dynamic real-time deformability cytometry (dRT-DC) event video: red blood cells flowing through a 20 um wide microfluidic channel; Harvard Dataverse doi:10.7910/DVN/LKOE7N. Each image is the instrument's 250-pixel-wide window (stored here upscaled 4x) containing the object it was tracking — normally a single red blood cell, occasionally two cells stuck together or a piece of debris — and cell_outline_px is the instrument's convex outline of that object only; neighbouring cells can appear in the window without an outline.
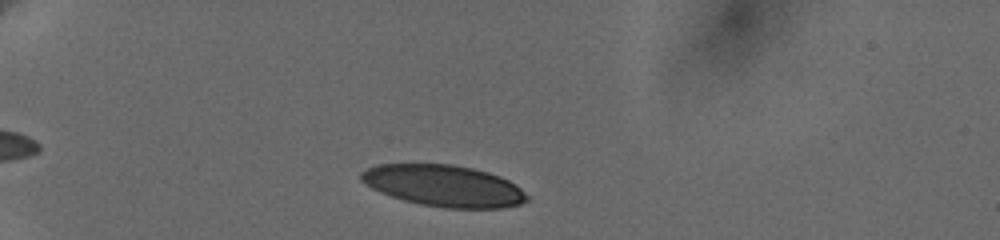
{"species": "human", "species_latin": "Homo sapiens", "temperature_condition": "cold", "stored_images_in_passage": 24, "camera_frame_rate_fps": 3000, "um_per_image_px": 0.085, "donor": {"sex": "female"}, "frame": {"image": 1, "passage_image": 3, "time_ms": 1.0, "image_size_px": [1000, 240], "cell_outline_px": [[528, 200], [520, 204], [504, 208], [444, 208], [420, 204], [404, 200], [380, 192], [364, 184], [360, 180], [360, 172], [368, 168], [380, 164], [452, 164], [472, 168], [488, 172], [500, 176], [516, 184], [528, 196]], "centroid_in_image_um": [37.72, 15.79], "position_along_channel_um": 47.3, "area_um2": 40.17}}
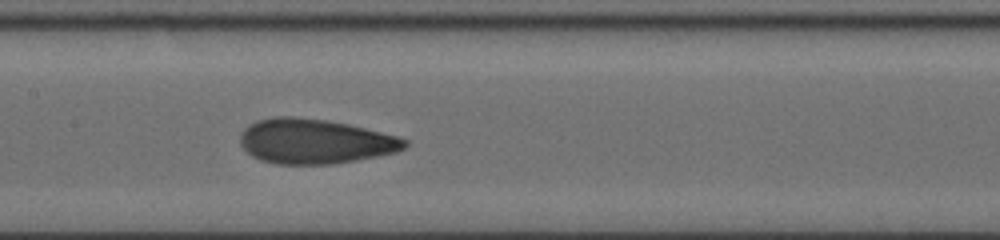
{"frame": {"image": 2, "passage_image": 15, "time_ms": 6.0, "image_size_px": [1000, 240], "cell_outline_px": [[408, 144], [404, 148], [396, 152], [356, 160], [332, 164], [276, 164], [260, 160], [252, 156], [240, 144], [240, 136], [244, 128], [256, 120], [276, 116], [288, 116], [324, 120], [348, 124], [400, 136], [408, 140]], "centroid_in_image_um": [26.76, 12.01], "position_along_channel_um": 180.6, "area_um2": 42.95}}
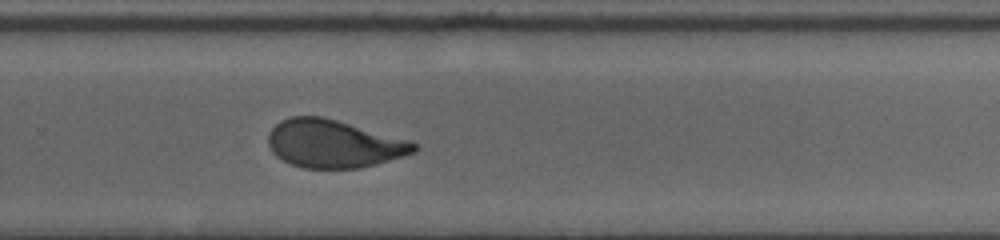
{"frame": {"image": 3, "passage_image": 24, "time_ms": 9.333, "image_size_px": [1000, 240], "cell_outline_px": [[420, 148], [416, 152], [404, 156], [376, 164], [360, 168], [304, 168], [292, 164], [276, 156], [272, 152], [268, 144], [268, 136], [272, 128], [280, 120], [292, 116], [320, 116], [336, 120], [412, 140]], "centroid_in_image_um": [28.4, 12.22], "position_along_channel_um": 301.4, "area_um2": 40.81}}